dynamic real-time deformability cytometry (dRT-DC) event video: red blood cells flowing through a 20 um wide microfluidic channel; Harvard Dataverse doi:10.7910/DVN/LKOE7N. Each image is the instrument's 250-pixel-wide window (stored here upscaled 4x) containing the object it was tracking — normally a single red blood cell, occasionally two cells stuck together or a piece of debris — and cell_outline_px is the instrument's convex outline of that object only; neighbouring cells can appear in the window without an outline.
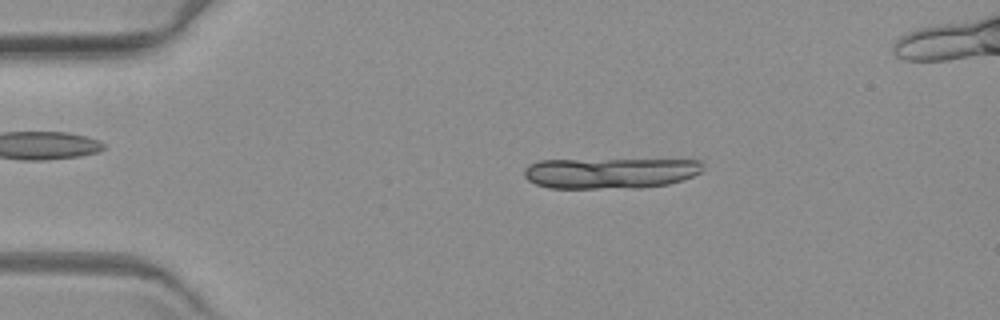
{"species": "common noctule bat (a hibernating species)", "species_latin": "Nyctalus noctula", "temperature_condition": "warm", "stored_images_in_passage": 4, "camera_frame_rate_fps": 3000, "um_per_image_px": 0.085, "animal": {"sex": "female", "body_mass_g": 19.3, "forearm_length_mm": 54.1}, "frame": {"image": 1, "passage_image": 2, "time_ms": 1.667, "image_size_px": [1000, 320], "cell_outline_px": [[700, 172], [692, 176], [668, 184], [640, 188], [548, 188], [536, 184], [528, 180], [524, 176], [524, 168], [528, 164], [540, 160], [700, 160]], "centroid_in_image_um": [51.78, 14.71], "position_along_channel_um": 33.2, "area_um2": 31.85}}